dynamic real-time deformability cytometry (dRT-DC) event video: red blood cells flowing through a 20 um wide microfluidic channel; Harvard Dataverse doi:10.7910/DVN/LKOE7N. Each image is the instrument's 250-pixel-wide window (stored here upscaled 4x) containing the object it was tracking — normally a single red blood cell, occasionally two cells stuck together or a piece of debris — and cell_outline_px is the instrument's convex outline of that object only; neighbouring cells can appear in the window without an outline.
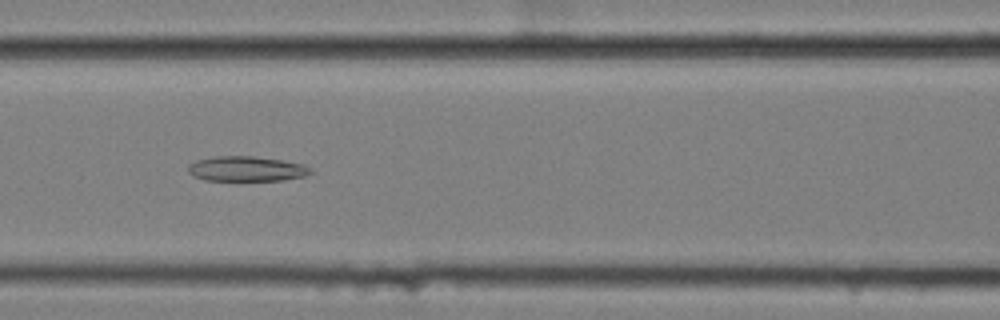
{"species": "common noctule bat (a hibernating species)", "species_latin": "Nyctalus noctula", "temperature_condition": "cold", "stored_images_in_passage": 52, "camera_frame_rate_fps": 3000, "um_per_image_px": 0.085, "animal": {"sex": "female", "body_mass_g": 25.1}, "frame": {"image": 1, "passage_image": 19, "time_ms": 6.0, "image_size_px": [1000, 320], "cell_outline_px": [[316, 172], [304, 176], [284, 180], [204, 180], [192, 176], [188, 172], [188, 164], [196, 160], [216, 156], [252, 156], [280, 160], [300, 164], [312, 168]], "centroid_in_image_um": [20.94, 14.35], "position_along_channel_um": 145.7, "area_um2": 17.86}}
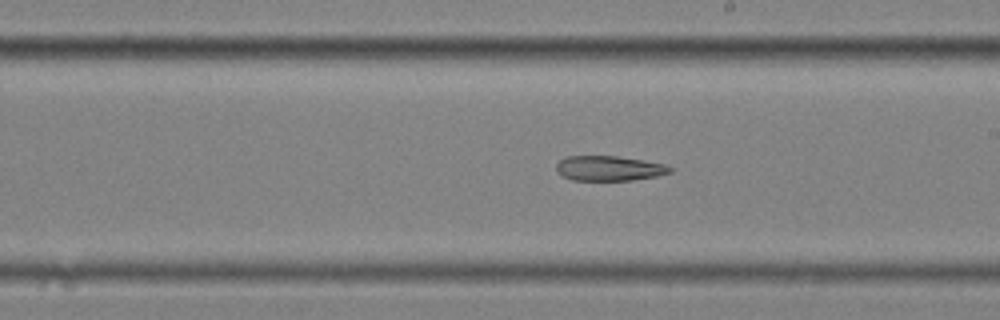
{"frame": {"image": 2, "passage_image": 27, "time_ms": 8.667, "image_size_px": [1000, 320], "cell_outline_px": [[676, 168], [672, 172], [656, 176], [632, 180], [572, 180], [560, 176], [556, 172], [556, 164], [560, 160], [568, 156], [616, 156], [644, 160], [664, 164]], "centroid_in_image_um": [51.77, 14.31], "position_along_channel_um": 237.2, "area_um2": 16.7}}
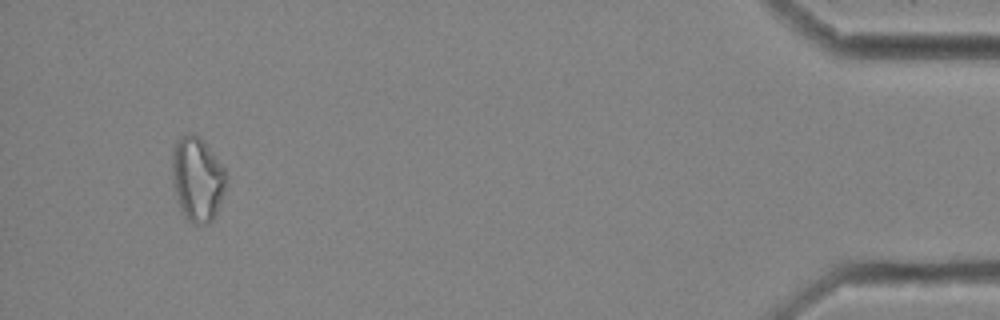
{"frame": {"image": 3, "passage_image": 49, "time_ms": 16.0, "image_size_px": [1000, 320], "cell_outline_px": [[224, 192], [212, 220], [208, 224], [196, 224], [184, 216], [180, 208], [172, 176], [172, 152], [176, 140], [180, 136], [196, 136], [204, 140], [224, 168]], "centroid_in_image_um": [16.75, 15.21], "position_along_channel_um": 418.4, "area_um2": 25.84}}